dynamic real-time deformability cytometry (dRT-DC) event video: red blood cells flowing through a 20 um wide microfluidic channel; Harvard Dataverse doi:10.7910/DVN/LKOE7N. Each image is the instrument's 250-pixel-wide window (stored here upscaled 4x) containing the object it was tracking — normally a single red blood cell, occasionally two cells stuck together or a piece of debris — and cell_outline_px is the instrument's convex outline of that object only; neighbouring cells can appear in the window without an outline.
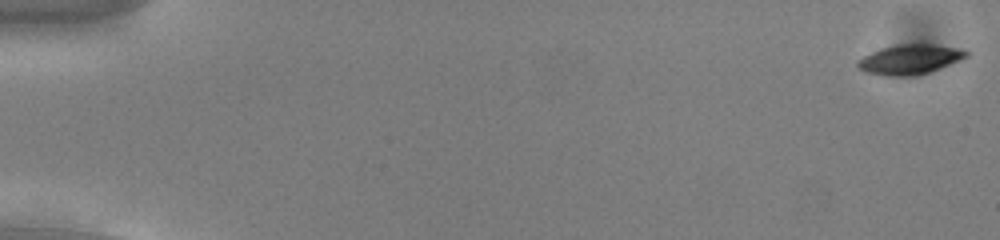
{"species": "common noctule bat (a hibernating species)", "species_latin": "Nyctalus noctula", "temperature_condition": "cold", "stored_images_in_passage": 55, "camera_frame_rate_fps": 3000, "um_per_image_px": 0.085, "animal": {"sex": "male", "body_mass_g": 13.0, "forearm_length_mm": 53.1}, "frame": {"image": 1, "passage_image": 1, "time_ms": 0.0, "image_size_px": [1000, 240], "cell_outline_px": [[968, 56], [928, 72], [912, 76], [888, 76], [864, 72], [856, 68], [856, 60], [872, 52], [884, 48], [900, 44], [932, 44], [960, 48], [968, 52]], "centroid_in_image_um": [77.28, 5.05], "position_along_channel_um": 7.7, "area_um2": 18.61}}
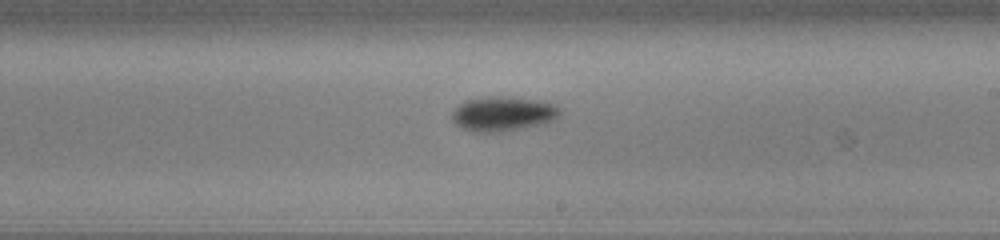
{"frame": {"image": 2, "passage_image": 33, "time_ms": 10.667, "image_size_px": [1000, 240], "cell_outline_px": [[560, 112], [552, 120], [544, 124], [500, 132], [472, 132], [456, 124], [452, 120], [452, 112], [464, 100], [488, 96], [512, 96], [536, 100], [556, 104], [560, 108]], "centroid_in_image_um": [42.74, 9.66], "position_along_channel_um": 246.3, "area_um2": 21.85}}
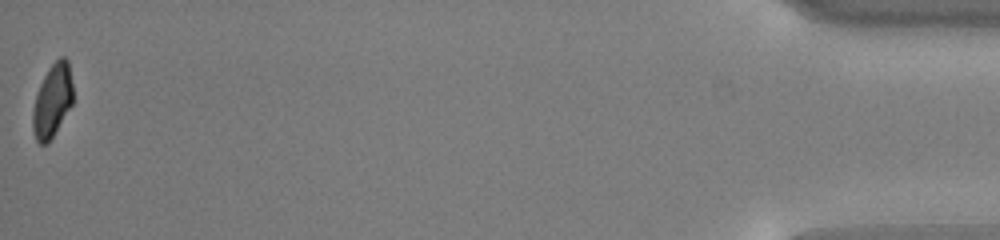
{"frame": {"image": 3, "passage_image": 55, "time_ms": 18.0, "image_size_px": [1000, 240], "cell_outline_px": [[72, 104], [48, 144], [40, 144], [36, 140], [32, 128], [32, 112], [36, 96], [40, 84], [48, 68], [60, 56], [64, 56], [68, 60], [72, 84]], "centroid_in_image_um": [4.44, 8.56], "position_along_channel_um": 430.8, "area_um2": 17.05}, "authors_computed_cell_mechanics": {"area_um2": 19.0162, "velocity_mm_per_s": 3.7795, "shape_relaxation_time_tau1_ms": 2.2411, "shape_relaxation_time_tau2_ms": null, "deformation_change_tau1": 0.0789, "deformation_change_tau2": null}}